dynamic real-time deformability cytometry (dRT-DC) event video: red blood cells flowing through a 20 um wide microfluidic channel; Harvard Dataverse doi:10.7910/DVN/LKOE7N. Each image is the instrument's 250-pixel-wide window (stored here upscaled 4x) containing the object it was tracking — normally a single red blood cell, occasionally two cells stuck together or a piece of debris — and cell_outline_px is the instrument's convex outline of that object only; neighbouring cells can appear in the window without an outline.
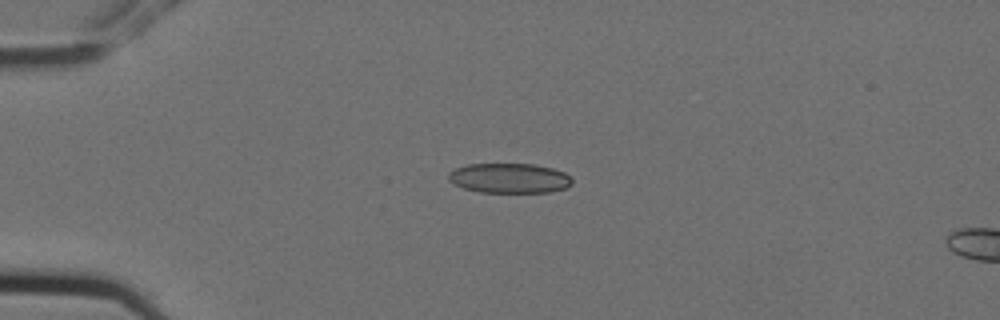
{"species": "Egyptian fruit bat (a non-hibernating species)", "species_latin": "Rousettus aegyptiacus", "temperature_condition": "cold", "stored_images_in_passage": 7, "camera_frame_rate_fps": 3000, "um_per_image_px": 0.085, "animal": {"sex": "female"}, "frame": {"image": 1, "passage_image": 5, "time_ms": 1.333, "image_size_px": [1000, 320], "cell_outline_px": [[572, 184], [564, 188], [552, 192], [480, 192], [464, 188], [448, 180], [448, 172], [456, 168], [468, 164], [536, 164], [552, 168], [564, 172], [572, 180]], "centroid_in_image_um": [43.3, 15.14], "position_along_channel_um": 41.7, "area_um2": 21.44}}